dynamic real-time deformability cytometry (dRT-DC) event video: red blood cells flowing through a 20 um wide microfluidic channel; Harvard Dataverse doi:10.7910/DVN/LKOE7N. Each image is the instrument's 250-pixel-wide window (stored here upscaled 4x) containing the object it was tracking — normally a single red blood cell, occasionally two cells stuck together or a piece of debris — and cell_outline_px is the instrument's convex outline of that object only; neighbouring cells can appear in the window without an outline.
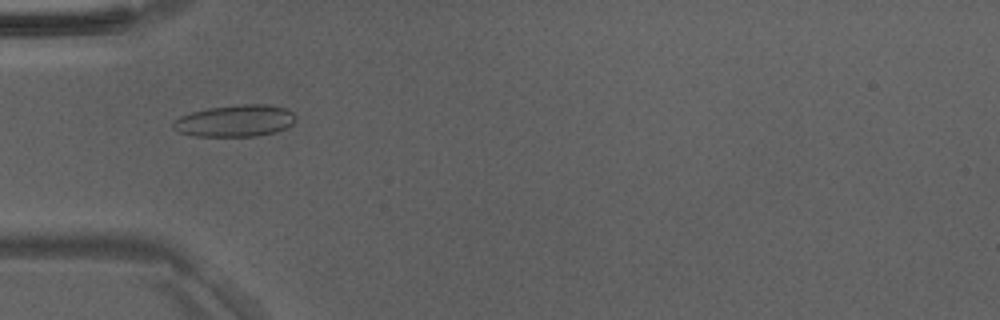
{"species": "Egyptian fruit bat (a non-hibernating species)", "species_latin": "Rousettus aegyptiacus", "temperature_condition": "room temperature", "stored_images_in_passage": 32, "camera_frame_rate_fps": 3000, "um_per_image_px": 0.085, "animal": {"sex": "male"}, "frame": {"image": 1, "passage_image": 6, "time_ms": 1.667, "image_size_px": [1000, 320], "cell_outline_px": [[296, 120], [288, 128], [276, 132], [256, 136], [196, 136], [180, 132], [172, 124], [180, 116], [192, 112], [208, 108], [240, 104], [268, 104], [284, 108], [292, 112], [296, 116]], "centroid_in_image_um": [20.05, 10.26], "position_along_channel_um": 64.9, "area_um2": 22.66}}
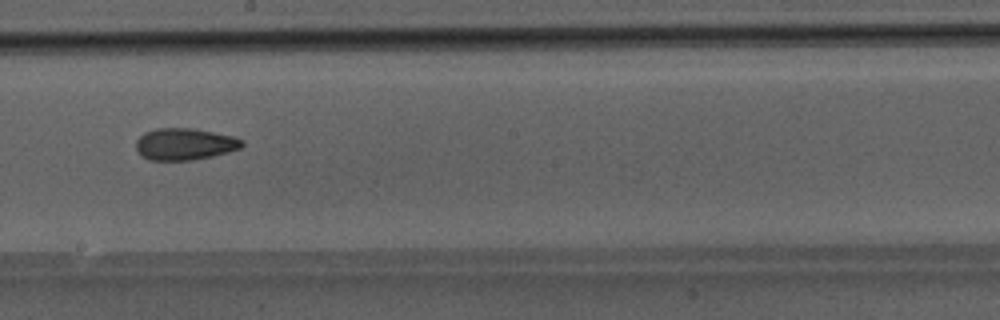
{"frame": {"image": 2, "passage_image": 18, "time_ms": 5.667, "image_size_px": [1000, 320], "cell_outline_px": [[244, 144], [240, 148], [228, 152], [212, 156], [192, 160], [148, 160], [140, 156], [136, 148], [136, 140], [144, 132], [156, 128], [192, 128], [236, 136], [244, 140]], "centroid_in_image_um": [15.7, 12.24], "position_along_channel_um": 232.5, "area_um2": 19.88}}
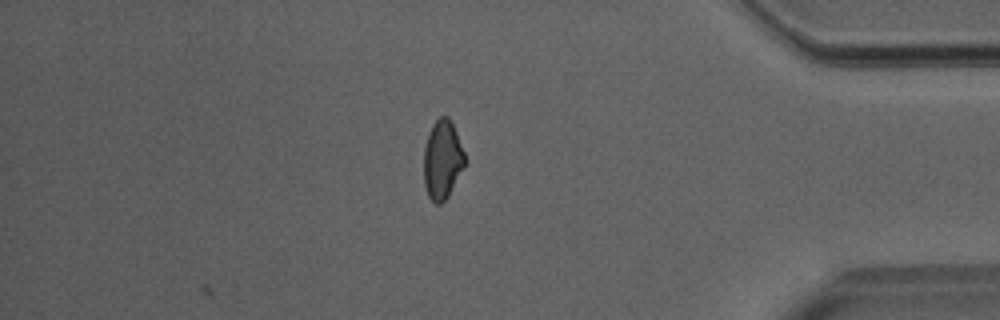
{"frame": {"image": 3, "passage_image": 32, "time_ms": 10.333, "image_size_px": [1000, 320], "cell_outline_px": [[468, 160], [448, 196], [440, 204], [436, 204], [428, 196], [424, 184], [424, 148], [428, 132], [432, 124], [440, 116], [448, 116], [456, 132]], "centroid_in_image_um": [37.61, 13.57], "position_along_channel_um": 397.6, "area_um2": 19.02}}